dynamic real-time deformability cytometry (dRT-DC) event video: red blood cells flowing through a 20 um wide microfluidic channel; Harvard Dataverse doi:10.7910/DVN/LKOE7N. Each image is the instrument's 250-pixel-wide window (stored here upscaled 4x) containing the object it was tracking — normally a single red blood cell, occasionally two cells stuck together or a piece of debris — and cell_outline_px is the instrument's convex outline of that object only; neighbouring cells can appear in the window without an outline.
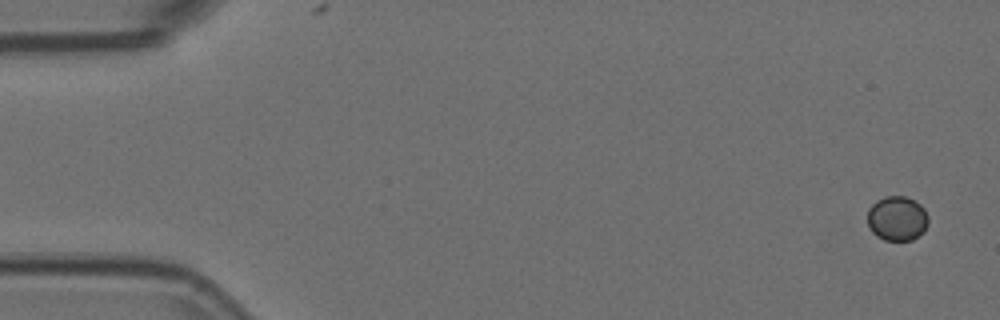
{"species": "Egyptian fruit bat (a non-hibernating species)", "species_latin": "Rousettus aegyptiacus", "temperature_condition": "room temperature", "stored_images_in_passage": 5, "camera_frame_rate_fps": 3000, "um_per_image_px": 0.085, "animal": {"sex": "female"}, "frame": {"image": 1, "passage_image": 1, "time_ms": 0.0, "image_size_px": [1000, 320], "cell_outline_px": [[928, 224], [924, 232], [912, 240], [884, 240], [876, 236], [872, 232], [868, 224], [868, 208], [876, 200], [884, 196], [904, 196], [920, 204], [924, 208], [928, 216]], "centroid_in_image_um": [76.25, 18.57], "position_along_channel_um": 8.7, "area_um2": 15.95}}
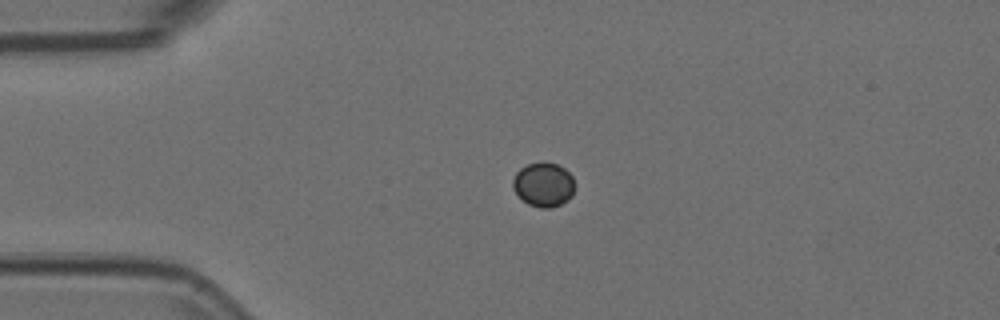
{"frame": {"image": 2, "passage_image": 4, "time_ms": 1.0, "image_size_px": [1000, 320], "cell_outline_px": [[572, 196], [568, 200], [552, 208], [540, 208], [528, 204], [512, 188], [512, 180], [516, 172], [520, 168], [528, 164], [556, 164], [564, 168], [572, 176]], "centroid_in_image_um": [46.17, 15.72], "position_along_channel_um": 38.8, "area_um2": 15.55}}